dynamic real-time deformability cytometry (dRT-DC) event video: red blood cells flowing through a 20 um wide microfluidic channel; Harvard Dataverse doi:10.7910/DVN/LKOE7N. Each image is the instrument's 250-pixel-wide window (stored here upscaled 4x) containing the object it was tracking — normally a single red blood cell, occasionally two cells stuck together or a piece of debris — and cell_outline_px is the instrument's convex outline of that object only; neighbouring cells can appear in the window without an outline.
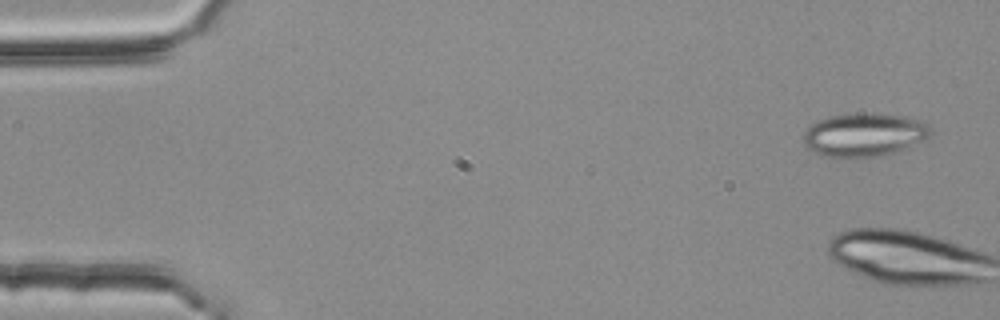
{"species": "common noctule bat (a hibernating species)", "species_latin": "Nyctalus noctula", "temperature_condition": "room temperature", "stored_images_in_passage": 4, "camera_frame_rate_fps": 3000, "um_per_image_px": 0.085, "animal": {"sex": "female", "body_mass_g": 25.1}, "frame": {"image": 1, "passage_image": 1, "time_ms": 0.0, "image_size_px": [1000, 320], "cell_outline_px": [[932, 132], [924, 140], [912, 148], [876, 156], [852, 160], [824, 156], [812, 152], [804, 148], [804, 132], [812, 124], [820, 120], [832, 116], [904, 116], [920, 120], [928, 124], [932, 128]], "centroid_in_image_um": [73.46, 11.55], "position_along_channel_um": 11.5, "area_um2": 31.91}}